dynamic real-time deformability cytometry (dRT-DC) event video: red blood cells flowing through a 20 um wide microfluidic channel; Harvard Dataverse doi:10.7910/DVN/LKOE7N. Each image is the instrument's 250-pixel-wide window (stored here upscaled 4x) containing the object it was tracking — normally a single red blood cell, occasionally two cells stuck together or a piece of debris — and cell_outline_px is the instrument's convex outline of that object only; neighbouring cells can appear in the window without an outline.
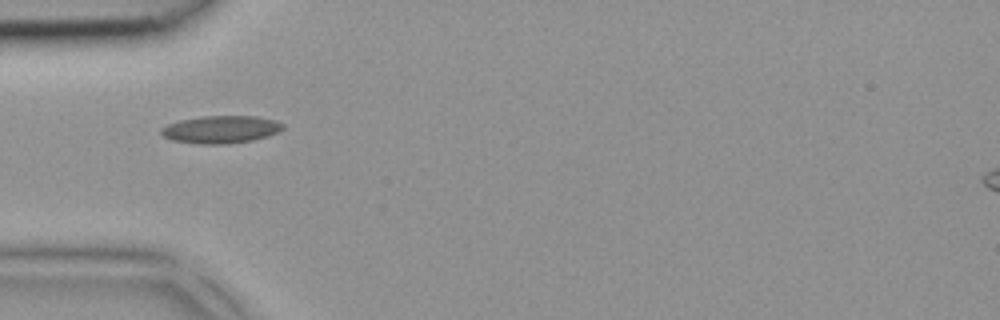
{"species": "common noctule bat (a hibernating species)", "species_latin": "Nyctalus noctula", "temperature_condition": "room temperature", "stored_images_in_passage": 5, "camera_frame_rate_fps": 3000, "um_per_image_px": 0.085, "animal": {"sex": "female", "body_mass_g": 18.4}, "frame": {"image": 1, "passage_image": 4, "time_ms": 1.0, "image_size_px": [1000, 320], "cell_outline_px": [[284, 128], [268, 136], [252, 140], [228, 144], [200, 144], [172, 140], [164, 136], [160, 132], [160, 128], [168, 124], [180, 120], [204, 116], [256, 116], [272, 120], [284, 124]], "centroid_in_image_um": [18.75, 11.0], "position_along_channel_um": 66.2, "area_um2": 19.42}}